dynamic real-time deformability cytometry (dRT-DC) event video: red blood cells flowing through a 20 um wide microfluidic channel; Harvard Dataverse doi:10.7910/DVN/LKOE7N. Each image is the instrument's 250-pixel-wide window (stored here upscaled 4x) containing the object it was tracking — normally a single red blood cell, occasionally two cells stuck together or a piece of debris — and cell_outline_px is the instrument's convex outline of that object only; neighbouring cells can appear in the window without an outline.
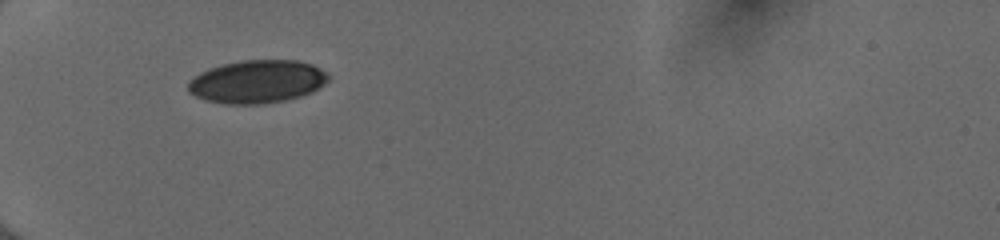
{"species": "human", "species_latin": "Homo sapiens", "temperature_condition": "cold", "stored_images_in_passage": 34, "camera_frame_rate_fps": 3000, "um_per_image_px": 0.085, "donor": {"sex": "female"}, "frame": {"image": 1, "passage_image": 1, "time_ms": 0.0, "image_size_px": [1000, 240], "cell_outline_px": [[332, 76], [324, 84], [312, 92], [288, 100], [260, 104], [224, 104], [204, 100], [188, 92], [188, 80], [200, 72], [208, 68], [240, 60], [296, 60], [312, 64], [328, 72]], "centroid_in_image_um": [21.86, 6.94], "position_along_channel_um": 63.1, "area_um2": 35.55}}
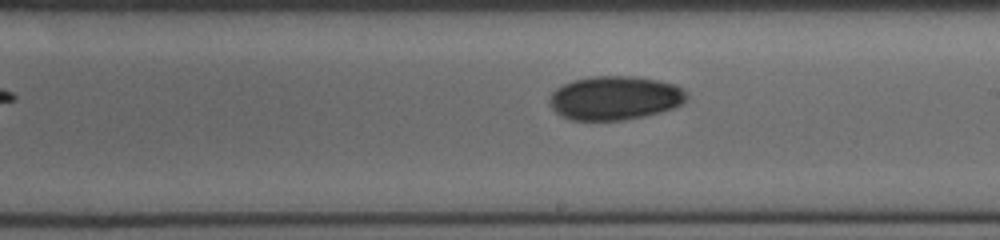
{"frame": {"image": 2, "passage_image": 15, "time_ms": 4.667, "image_size_px": [1000, 240], "cell_outline_px": [[688, 100], [684, 104], [660, 112], [644, 116], [624, 120], [572, 120], [560, 116], [548, 104], [548, 100], [552, 92], [556, 88], [572, 80], [592, 76], [632, 76], [660, 80], [676, 84], [684, 88], [688, 92]], "centroid_in_image_um": [52.29, 8.32], "position_along_channel_um": 236.7, "area_um2": 35.6}}
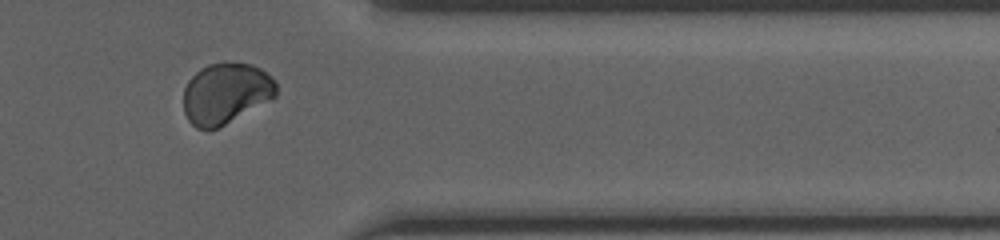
{"frame": {"image": 3, "passage_image": 27, "time_ms": 8.667, "image_size_px": [1000, 240], "cell_outline_px": [[276, 96], [224, 124], [216, 128], [196, 128], [188, 120], [184, 112], [184, 88], [188, 80], [200, 68], [208, 64], [224, 60], [252, 64], [260, 68], [272, 76], [276, 80]], "centroid_in_image_um": [19.18, 7.87], "position_along_channel_um": 392.2, "area_um2": 32.95}, "authors_computed_cell_mechanics": {"area_um2": 34.9112, "velocity_mm_per_s": 4.0329, "shape_relaxation_time_tau1_ms": 3.6645, "shape_relaxation_time_tau2_ms": null, "deformation_change_tau1": 0.0618, "deformation_change_tau2": null}}